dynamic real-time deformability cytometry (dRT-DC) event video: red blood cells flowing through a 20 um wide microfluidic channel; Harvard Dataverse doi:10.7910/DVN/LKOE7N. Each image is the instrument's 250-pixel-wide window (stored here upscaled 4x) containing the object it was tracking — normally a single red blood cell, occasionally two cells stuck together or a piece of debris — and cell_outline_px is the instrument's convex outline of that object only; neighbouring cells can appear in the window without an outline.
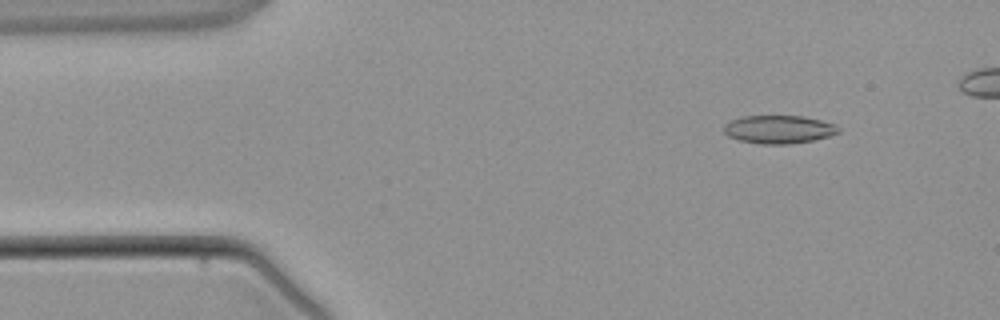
{"species": "common noctule bat (a hibernating species)", "species_latin": "Nyctalus noctula", "temperature_condition": "warm", "stored_images_in_passage": 5, "camera_frame_rate_fps": 3000, "um_per_image_px": 0.085, "animal": {"sex": "male", "body_mass_g": 21.5, "forearm_length_mm": 52.0}, "frame": {"image": 1, "passage_image": 2, "time_ms": 1.333, "image_size_px": [1000, 320], "cell_outline_px": [[840, 132], [828, 136], [812, 140], [788, 144], [760, 144], [740, 140], [728, 136], [724, 132], [724, 124], [728, 120], [740, 116], [804, 116], [836, 124], [840, 128]], "centroid_in_image_um": [66.17, 10.99], "position_along_channel_um": 18.8, "area_um2": 18.9}}